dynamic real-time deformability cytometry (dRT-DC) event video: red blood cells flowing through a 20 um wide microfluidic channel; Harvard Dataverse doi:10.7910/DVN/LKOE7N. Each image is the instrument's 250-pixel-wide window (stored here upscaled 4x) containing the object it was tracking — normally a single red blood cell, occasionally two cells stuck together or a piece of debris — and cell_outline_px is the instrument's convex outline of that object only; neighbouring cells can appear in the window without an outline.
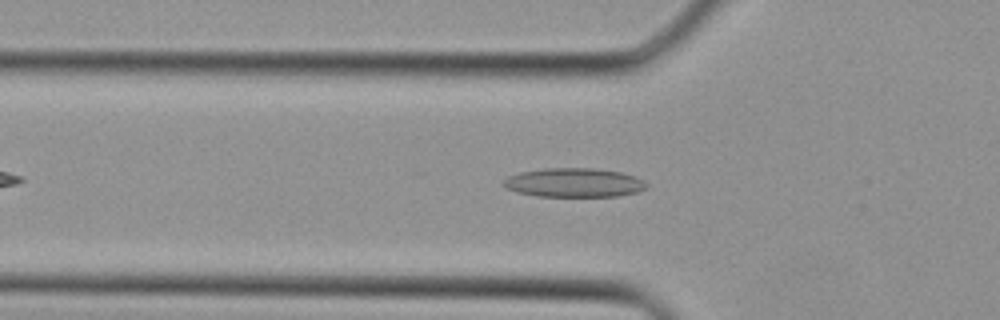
{"species": "Egyptian fruit bat (a non-hibernating species)", "species_latin": "Rousettus aegyptiacus", "temperature_condition": "cold", "stored_images_in_passage": 35, "camera_frame_rate_fps": 3000, "um_per_image_px": 0.085, "animal": {"sex": "female"}, "frame": {"image": 1, "passage_image": 8, "time_ms": 2.333, "image_size_px": [1000, 320], "cell_outline_px": [[648, 188], [636, 192], [616, 196], [536, 196], [516, 192], [508, 188], [504, 184], [504, 180], [508, 176], [520, 172], [544, 168], [592, 168], [620, 172], [636, 176], [644, 180], [648, 184]], "centroid_in_image_um": [48.82, 15.52], "position_along_channel_um": 77.0, "area_um2": 24.16}}
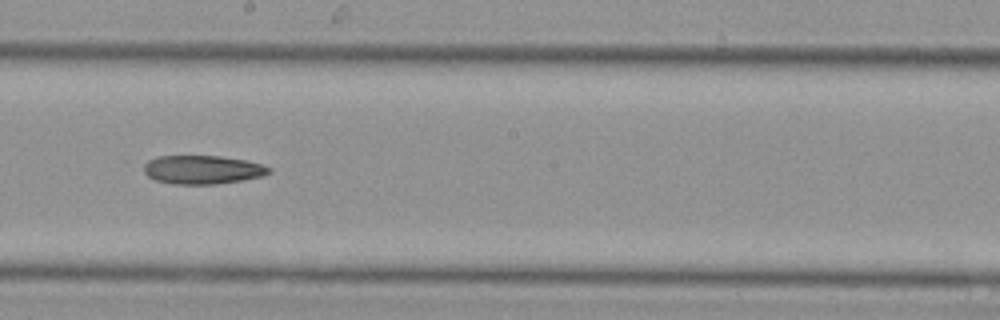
{"frame": {"image": 2, "passage_image": 17, "time_ms": 5.333, "image_size_px": [1000, 320], "cell_outline_px": [[272, 172], [260, 176], [240, 180], [216, 184], [172, 184], [156, 180], [148, 176], [144, 172], [144, 164], [148, 160], [156, 156], [220, 156], [244, 160], [260, 164], [272, 168]], "centroid_in_image_um": [17.18, 14.42], "position_along_channel_um": 231.0, "area_um2": 20.75}}
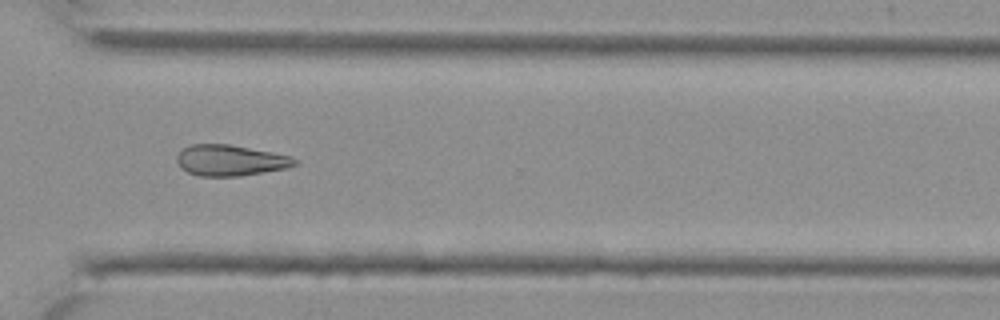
{"frame": {"image": 3, "passage_image": 24, "time_ms": 7.667, "image_size_px": [1000, 320], "cell_outline_px": [[300, 160], [296, 164], [284, 168], [240, 176], [200, 176], [188, 172], [180, 168], [176, 160], [176, 156], [184, 148], [192, 144], [228, 144], [272, 152], [292, 156]], "centroid_in_image_um": [19.57, 13.63], "position_along_channel_um": 351.0, "area_um2": 21.15}}